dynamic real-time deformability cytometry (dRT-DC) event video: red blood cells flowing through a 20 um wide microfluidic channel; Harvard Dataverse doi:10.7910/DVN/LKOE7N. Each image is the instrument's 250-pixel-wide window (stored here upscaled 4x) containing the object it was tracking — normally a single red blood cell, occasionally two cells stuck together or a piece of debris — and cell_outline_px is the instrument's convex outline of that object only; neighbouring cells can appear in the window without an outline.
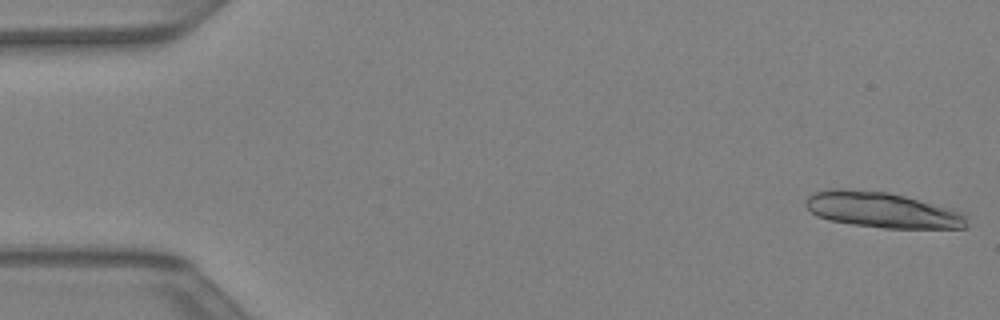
{"species": "Egyptian fruit bat (a non-hibernating species)", "species_latin": "Rousettus aegyptiacus", "temperature_condition": "warm", "stored_images_in_passage": 12, "camera_frame_rate_fps": 3000, "um_per_image_px": 0.085, "animal": {"sex": "female"}, "frame": {"image": 1, "passage_image": 1, "time_ms": 0.0, "image_size_px": [1000, 320], "cell_outline_px": [[968, 228], [884, 228], [852, 224], [828, 220], [816, 216], [804, 204], [804, 200], [812, 192], [828, 188], [836, 188], [888, 192], [952, 208], [964, 212], [968, 224]], "centroid_in_image_um": [74.97, 17.84], "position_along_channel_um": 10.0, "area_um2": 33.7}}
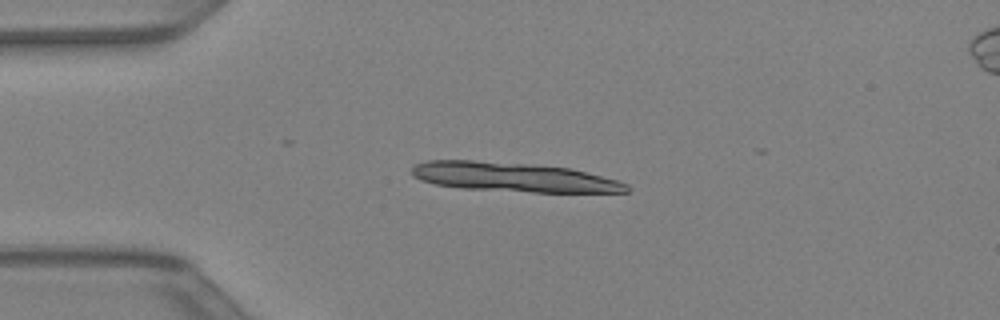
{"frame": {"image": 2, "passage_image": 10, "time_ms": 3.0, "image_size_px": [1000, 320], "cell_outline_px": [[628, 192], [532, 192], [464, 188], [436, 184], [420, 180], [412, 176], [412, 168], [416, 164], [428, 160], [472, 160], [524, 164], [568, 168], [616, 180], [628, 184]], "centroid_in_image_um": [43.59, 15.06], "position_along_channel_um": 41.4, "area_um2": 36.01}}